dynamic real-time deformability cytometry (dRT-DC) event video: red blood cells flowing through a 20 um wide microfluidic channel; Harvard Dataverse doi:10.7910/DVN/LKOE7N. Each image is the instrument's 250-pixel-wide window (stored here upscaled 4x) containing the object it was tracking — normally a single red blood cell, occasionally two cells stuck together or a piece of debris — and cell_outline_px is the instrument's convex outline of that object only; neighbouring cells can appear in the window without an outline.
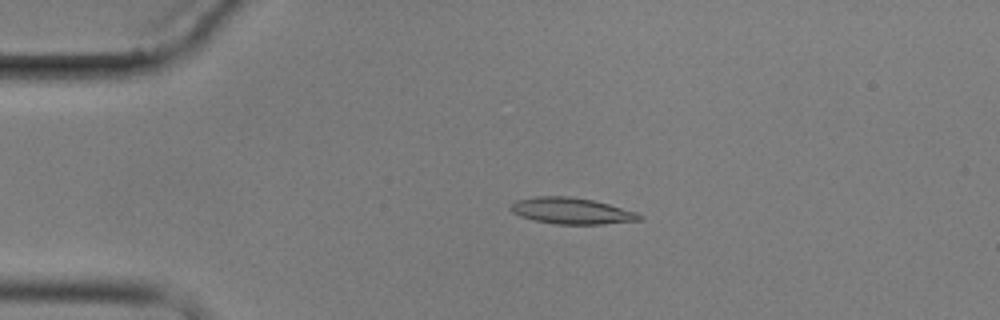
{"species": "common noctule bat (a hibernating species)", "species_latin": "Nyctalus noctula", "temperature_condition": "cold", "stored_images_in_passage": 5, "camera_frame_rate_fps": 3000, "um_per_image_px": 0.085, "animal": {"sex": "male", "body_mass_g": 17.9}, "frame": {"image": 1, "passage_image": 4, "time_ms": 3.667, "image_size_px": [1000, 320], "cell_outline_px": [[644, 220], [604, 224], [556, 224], [536, 220], [520, 216], [512, 212], [508, 208], [516, 200], [536, 196], [568, 196], [592, 200], [608, 204], [636, 212], [644, 216]], "centroid_in_image_um": [48.6, 17.93], "position_along_channel_um": 36.4, "area_um2": 19.71}}